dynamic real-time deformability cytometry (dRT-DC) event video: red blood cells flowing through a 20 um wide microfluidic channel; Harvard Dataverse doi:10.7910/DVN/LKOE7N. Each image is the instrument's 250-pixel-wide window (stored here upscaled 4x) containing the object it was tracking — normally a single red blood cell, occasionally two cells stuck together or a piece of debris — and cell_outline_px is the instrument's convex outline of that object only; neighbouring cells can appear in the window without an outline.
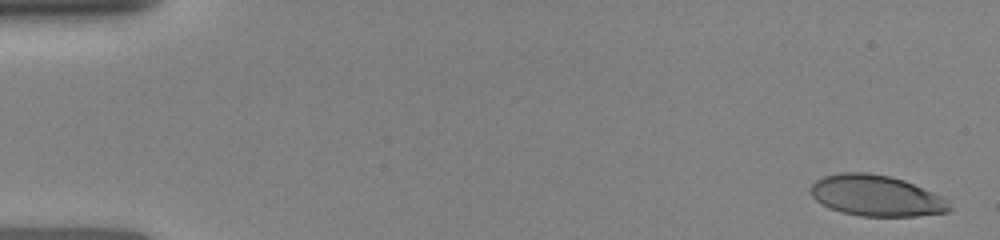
{"species": "human", "species_latin": "Homo sapiens", "temperature_condition": "room temperature", "stored_images_in_passage": 13, "camera_frame_rate_fps": 3000, "um_per_image_px": 0.085, "donor": {"sex": "female"}, "frame": {"image": 1, "passage_image": 1, "time_ms": 0.0, "image_size_px": [1000, 240], "cell_outline_px": [[952, 208], [948, 212], [916, 216], [860, 216], [844, 212], [832, 208], [816, 200], [812, 196], [812, 184], [816, 180], [824, 176], [840, 172], [864, 172], [888, 176], [904, 180], [932, 192], [948, 200]], "centroid_in_image_um": [74.51, 16.63], "position_along_channel_um": 10.5, "area_um2": 32.77}}
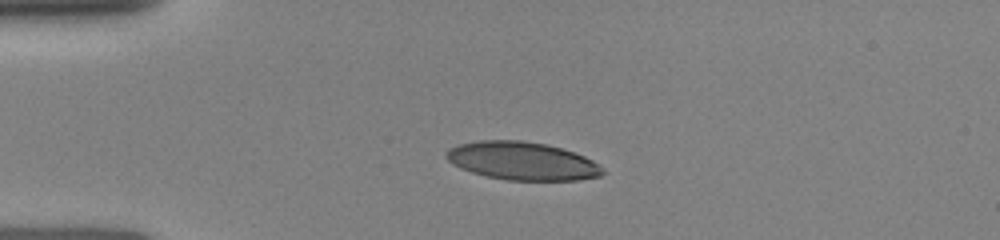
{"frame": {"image": 2, "passage_image": 10, "time_ms": 3.333, "image_size_px": [1000, 240], "cell_outline_px": [[604, 172], [600, 176], [576, 180], [508, 180], [488, 176], [472, 172], [460, 168], [452, 164], [444, 156], [444, 152], [448, 148], [460, 144], [480, 140], [520, 140], [544, 144], [560, 148], [584, 156], [592, 160], [604, 168]], "centroid_in_image_um": [44.35, 13.68], "position_along_channel_um": 40.6, "area_um2": 34.56}}
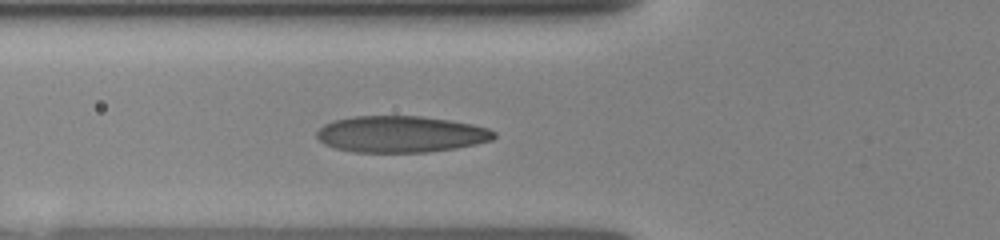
{"frame": {"image": 3, "passage_image": 13, "time_ms": 5.333, "image_size_px": [1000, 240], "cell_outline_px": [[496, 136], [492, 140], [476, 144], [456, 148], [428, 152], [356, 152], [336, 148], [324, 144], [316, 136], [316, 132], [324, 124], [332, 120], [352, 116], [420, 116], [448, 120], [472, 124], [488, 128], [496, 132]], "centroid_in_image_um": [34.06, 11.4], "position_along_channel_um": 91.7, "area_um2": 37.74}}